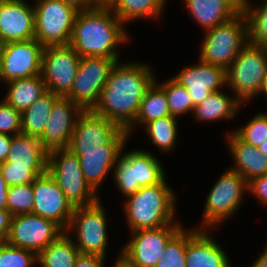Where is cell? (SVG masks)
<instances>
[{"label": "cell", "mask_w": 267, "mask_h": 267, "mask_svg": "<svg viewBox=\"0 0 267 267\" xmlns=\"http://www.w3.org/2000/svg\"><path fill=\"white\" fill-rule=\"evenodd\" d=\"M154 81L150 66L117 62L92 111L127 130L135 122L141 101Z\"/></svg>", "instance_id": "1"}, {"label": "cell", "mask_w": 267, "mask_h": 267, "mask_svg": "<svg viewBox=\"0 0 267 267\" xmlns=\"http://www.w3.org/2000/svg\"><path fill=\"white\" fill-rule=\"evenodd\" d=\"M125 24L111 8L78 11L69 45L84 56H104L119 62L117 46L128 41Z\"/></svg>", "instance_id": "2"}, {"label": "cell", "mask_w": 267, "mask_h": 267, "mask_svg": "<svg viewBox=\"0 0 267 267\" xmlns=\"http://www.w3.org/2000/svg\"><path fill=\"white\" fill-rule=\"evenodd\" d=\"M174 194L164 178L156 185L140 187L134 194L127 196L123 209L130 231L180 225L174 220Z\"/></svg>", "instance_id": "3"}, {"label": "cell", "mask_w": 267, "mask_h": 267, "mask_svg": "<svg viewBox=\"0 0 267 267\" xmlns=\"http://www.w3.org/2000/svg\"><path fill=\"white\" fill-rule=\"evenodd\" d=\"M128 137V131L118 124L84 110L76 121L68 149L76 156H83V152L123 151Z\"/></svg>", "instance_id": "4"}, {"label": "cell", "mask_w": 267, "mask_h": 267, "mask_svg": "<svg viewBox=\"0 0 267 267\" xmlns=\"http://www.w3.org/2000/svg\"><path fill=\"white\" fill-rule=\"evenodd\" d=\"M199 59L227 70L248 43L247 21L241 11L232 19L205 31Z\"/></svg>", "instance_id": "5"}, {"label": "cell", "mask_w": 267, "mask_h": 267, "mask_svg": "<svg viewBox=\"0 0 267 267\" xmlns=\"http://www.w3.org/2000/svg\"><path fill=\"white\" fill-rule=\"evenodd\" d=\"M46 171L73 208L90 206L100 200L83 177L80 159L68 148L48 152Z\"/></svg>", "instance_id": "6"}, {"label": "cell", "mask_w": 267, "mask_h": 267, "mask_svg": "<svg viewBox=\"0 0 267 267\" xmlns=\"http://www.w3.org/2000/svg\"><path fill=\"white\" fill-rule=\"evenodd\" d=\"M266 71L263 48L248 42L226 70L227 84L243 104L259 94Z\"/></svg>", "instance_id": "7"}, {"label": "cell", "mask_w": 267, "mask_h": 267, "mask_svg": "<svg viewBox=\"0 0 267 267\" xmlns=\"http://www.w3.org/2000/svg\"><path fill=\"white\" fill-rule=\"evenodd\" d=\"M78 11L64 0H37L35 39L43 47L69 45Z\"/></svg>", "instance_id": "8"}, {"label": "cell", "mask_w": 267, "mask_h": 267, "mask_svg": "<svg viewBox=\"0 0 267 267\" xmlns=\"http://www.w3.org/2000/svg\"><path fill=\"white\" fill-rule=\"evenodd\" d=\"M122 155L121 153L113 168L114 181L126 197L140 187L156 185L165 178L163 166L153 154L133 150Z\"/></svg>", "instance_id": "9"}, {"label": "cell", "mask_w": 267, "mask_h": 267, "mask_svg": "<svg viewBox=\"0 0 267 267\" xmlns=\"http://www.w3.org/2000/svg\"><path fill=\"white\" fill-rule=\"evenodd\" d=\"M106 221V213L98 200L93 205L74 208L65 232L77 233L74 244L80 253L105 257L108 241Z\"/></svg>", "instance_id": "10"}, {"label": "cell", "mask_w": 267, "mask_h": 267, "mask_svg": "<svg viewBox=\"0 0 267 267\" xmlns=\"http://www.w3.org/2000/svg\"><path fill=\"white\" fill-rule=\"evenodd\" d=\"M247 187L248 182L240 174L227 169L207 196L201 229L213 228L232 216L241 205Z\"/></svg>", "instance_id": "11"}, {"label": "cell", "mask_w": 267, "mask_h": 267, "mask_svg": "<svg viewBox=\"0 0 267 267\" xmlns=\"http://www.w3.org/2000/svg\"><path fill=\"white\" fill-rule=\"evenodd\" d=\"M116 63L115 59L104 56L81 57L73 86L66 97L83 110H92Z\"/></svg>", "instance_id": "12"}, {"label": "cell", "mask_w": 267, "mask_h": 267, "mask_svg": "<svg viewBox=\"0 0 267 267\" xmlns=\"http://www.w3.org/2000/svg\"><path fill=\"white\" fill-rule=\"evenodd\" d=\"M80 58L71 45L44 47L41 76L46 90L66 97L73 86Z\"/></svg>", "instance_id": "13"}, {"label": "cell", "mask_w": 267, "mask_h": 267, "mask_svg": "<svg viewBox=\"0 0 267 267\" xmlns=\"http://www.w3.org/2000/svg\"><path fill=\"white\" fill-rule=\"evenodd\" d=\"M65 231L54 221L30 214L12 216L6 242L37 255Z\"/></svg>", "instance_id": "14"}, {"label": "cell", "mask_w": 267, "mask_h": 267, "mask_svg": "<svg viewBox=\"0 0 267 267\" xmlns=\"http://www.w3.org/2000/svg\"><path fill=\"white\" fill-rule=\"evenodd\" d=\"M182 225L132 231V239L121 250L120 259L130 267H156L168 240Z\"/></svg>", "instance_id": "15"}, {"label": "cell", "mask_w": 267, "mask_h": 267, "mask_svg": "<svg viewBox=\"0 0 267 267\" xmlns=\"http://www.w3.org/2000/svg\"><path fill=\"white\" fill-rule=\"evenodd\" d=\"M44 47L35 38L4 44L0 64V82L41 75Z\"/></svg>", "instance_id": "16"}, {"label": "cell", "mask_w": 267, "mask_h": 267, "mask_svg": "<svg viewBox=\"0 0 267 267\" xmlns=\"http://www.w3.org/2000/svg\"><path fill=\"white\" fill-rule=\"evenodd\" d=\"M34 205L32 214L54 221L64 231L73 214V206L65 193L46 171L33 182Z\"/></svg>", "instance_id": "17"}, {"label": "cell", "mask_w": 267, "mask_h": 267, "mask_svg": "<svg viewBox=\"0 0 267 267\" xmlns=\"http://www.w3.org/2000/svg\"><path fill=\"white\" fill-rule=\"evenodd\" d=\"M83 111L78 104L67 97L60 96L55 101L48 123L39 137L48 152L69 147L76 121Z\"/></svg>", "instance_id": "18"}, {"label": "cell", "mask_w": 267, "mask_h": 267, "mask_svg": "<svg viewBox=\"0 0 267 267\" xmlns=\"http://www.w3.org/2000/svg\"><path fill=\"white\" fill-rule=\"evenodd\" d=\"M197 65L185 67L172 77L188 90L193 106L201 102L214 91L227 84L226 70L219 66L205 63L199 59Z\"/></svg>", "instance_id": "19"}, {"label": "cell", "mask_w": 267, "mask_h": 267, "mask_svg": "<svg viewBox=\"0 0 267 267\" xmlns=\"http://www.w3.org/2000/svg\"><path fill=\"white\" fill-rule=\"evenodd\" d=\"M35 38V12L24 0H0V39L4 43Z\"/></svg>", "instance_id": "20"}, {"label": "cell", "mask_w": 267, "mask_h": 267, "mask_svg": "<svg viewBox=\"0 0 267 267\" xmlns=\"http://www.w3.org/2000/svg\"><path fill=\"white\" fill-rule=\"evenodd\" d=\"M48 151L38 137L18 134L12 136L10 151L0 167L26 168L35 177L47 170Z\"/></svg>", "instance_id": "21"}, {"label": "cell", "mask_w": 267, "mask_h": 267, "mask_svg": "<svg viewBox=\"0 0 267 267\" xmlns=\"http://www.w3.org/2000/svg\"><path fill=\"white\" fill-rule=\"evenodd\" d=\"M206 230L199 229L187 241L186 267H232L224 249Z\"/></svg>", "instance_id": "22"}, {"label": "cell", "mask_w": 267, "mask_h": 267, "mask_svg": "<svg viewBox=\"0 0 267 267\" xmlns=\"http://www.w3.org/2000/svg\"><path fill=\"white\" fill-rule=\"evenodd\" d=\"M188 12L204 31L232 19L242 11V0H184Z\"/></svg>", "instance_id": "23"}, {"label": "cell", "mask_w": 267, "mask_h": 267, "mask_svg": "<svg viewBox=\"0 0 267 267\" xmlns=\"http://www.w3.org/2000/svg\"><path fill=\"white\" fill-rule=\"evenodd\" d=\"M226 138L235 160V167H231V170L240 174L247 182L267 174V157L258 148L242 141L233 131Z\"/></svg>", "instance_id": "24"}, {"label": "cell", "mask_w": 267, "mask_h": 267, "mask_svg": "<svg viewBox=\"0 0 267 267\" xmlns=\"http://www.w3.org/2000/svg\"><path fill=\"white\" fill-rule=\"evenodd\" d=\"M241 104L235 96L229 97L228 93L214 91L194 107L193 116L201 122L229 120L237 114Z\"/></svg>", "instance_id": "25"}, {"label": "cell", "mask_w": 267, "mask_h": 267, "mask_svg": "<svg viewBox=\"0 0 267 267\" xmlns=\"http://www.w3.org/2000/svg\"><path fill=\"white\" fill-rule=\"evenodd\" d=\"M123 151L83 152L80 159L83 177L88 185L97 193L103 180L113 170L115 162Z\"/></svg>", "instance_id": "26"}, {"label": "cell", "mask_w": 267, "mask_h": 267, "mask_svg": "<svg viewBox=\"0 0 267 267\" xmlns=\"http://www.w3.org/2000/svg\"><path fill=\"white\" fill-rule=\"evenodd\" d=\"M7 85L9 88L3 100L19 112H23L47 91L41 75L13 80Z\"/></svg>", "instance_id": "27"}, {"label": "cell", "mask_w": 267, "mask_h": 267, "mask_svg": "<svg viewBox=\"0 0 267 267\" xmlns=\"http://www.w3.org/2000/svg\"><path fill=\"white\" fill-rule=\"evenodd\" d=\"M59 97L46 91L32 105L21 112V134L39 138L48 123L52 107Z\"/></svg>", "instance_id": "28"}, {"label": "cell", "mask_w": 267, "mask_h": 267, "mask_svg": "<svg viewBox=\"0 0 267 267\" xmlns=\"http://www.w3.org/2000/svg\"><path fill=\"white\" fill-rule=\"evenodd\" d=\"M69 234L62 233L37 255V263L42 267H75L80 253Z\"/></svg>", "instance_id": "29"}, {"label": "cell", "mask_w": 267, "mask_h": 267, "mask_svg": "<svg viewBox=\"0 0 267 267\" xmlns=\"http://www.w3.org/2000/svg\"><path fill=\"white\" fill-rule=\"evenodd\" d=\"M167 116H171V114L165 90L155 80L141 101L135 122L127 129L129 137L135 125H146L150 121Z\"/></svg>", "instance_id": "30"}, {"label": "cell", "mask_w": 267, "mask_h": 267, "mask_svg": "<svg viewBox=\"0 0 267 267\" xmlns=\"http://www.w3.org/2000/svg\"><path fill=\"white\" fill-rule=\"evenodd\" d=\"M166 0H118L111 8L124 24L134 19H159Z\"/></svg>", "instance_id": "31"}, {"label": "cell", "mask_w": 267, "mask_h": 267, "mask_svg": "<svg viewBox=\"0 0 267 267\" xmlns=\"http://www.w3.org/2000/svg\"><path fill=\"white\" fill-rule=\"evenodd\" d=\"M199 230H184L183 226L168 240L156 267H186L187 241Z\"/></svg>", "instance_id": "32"}, {"label": "cell", "mask_w": 267, "mask_h": 267, "mask_svg": "<svg viewBox=\"0 0 267 267\" xmlns=\"http://www.w3.org/2000/svg\"><path fill=\"white\" fill-rule=\"evenodd\" d=\"M242 12L247 21L248 42L262 46L267 42V0L256 8L249 0H242Z\"/></svg>", "instance_id": "33"}, {"label": "cell", "mask_w": 267, "mask_h": 267, "mask_svg": "<svg viewBox=\"0 0 267 267\" xmlns=\"http://www.w3.org/2000/svg\"><path fill=\"white\" fill-rule=\"evenodd\" d=\"M177 117L167 116L148 122L145 127L152 143L161 151L172 150L177 139Z\"/></svg>", "instance_id": "34"}, {"label": "cell", "mask_w": 267, "mask_h": 267, "mask_svg": "<svg viewBox=\"0 0 267 267\" xmlns=\"http://www.w3.org/2000/svg\"><path fill=\"white\" fill-rule=\"evenodd\" d=\"M159 85L165 90L169 112L172 116L179 117L188 112L193 113V102L184 86L180 85L172 77Z\"/></svg>", "instance_id": "35"}, {"label": "cell", "mask_w": 267, "mask_h": 267, "mask_svg": "<svg viewBox=\"0 0 267 267\" xmlns=\"http://www.w3.org/2000/svg\"><path fill=\"white\" fill-rule=\"evenodd\" d=\"M33 205V183L8 187L7 210L12 216L32 213Z\"/></svg>", "instance_id": "36"}, {"label": "cell", "mask_w": 267, "mask_h": 267, "mask_svg": "<svg viewBox=\"0 0 267 267\" xmlns=\"http://www.w3.org/2000/svg\"><path fill=\"white\" fill-rule=\"evenodd\" d=\"M246 123L234 133L245 143L258 148L267 139V113L260 112Z\"/></svg>", "instance_id": "37"}, {"label": "cell", "mask_w": 267, "mask_h": 267, "mask_svg": "<svg viewBox=\"0 0 267 267\" xmlns=\"http://www.w3.org/2000/svg\"><path fill=\"white\" fill-rule=\"evenodd\" d=\"M37 262L33 251L0 242V267H31Z\"/></svg>", "instance_id": "38"}, {"label": "cell", "mask_w": 267, "mask_h": 267, "mask_svg": "<svg viewBox=\"0 0 267 267\" xmlns=\"http://www.w3.org/2000/svg\"><path fill=\"white\" fill-rule=\"evenodd\" d=\"M0 133L11 136L21 134V112L4 100L0 102Z\"/></svg>", "instance_id": "39"}, {"label": "cell", "mask_w": 267, "mask_h": 267, "mask_svg": "<svg viewBox=\"0 0 267 267\" xmlns=\"http://www.w3.org/2000/svg\"><path fill=\"white\" fill-rule=\"evenodd\" d=\"M3 178L9 187L33 183L35 176L26 168L0 167Z\"/></svg>", "instance_id": "40"}, {"label": "cell", "mask_w": 267, "mask_h": 267, "mask_svg": "<svg viewBox=\"0 0 267 267\" xmlns=\"http://www.w3.org/2000/svg\"><path fill=\"white\" fill-rule=\"evenodd\" d=\"M248 190L256 196L264 205H267V174L255 177L248 181Z\"/></svg>", "instance_id": "41"}, {"label": "cell", "mask_w": 267, "mask_h": 267, "mask_svg": "<svg viewBox=\"0 0 267 267\" xmlns=\"http://www.w3.org/2000/svg\"><path fill=\"white\" fill-rule=\"evenodd\" d=\"M105 257L95 254L79 253L75 262V267H105Z\"/></svg>", "instance_id": "42"}, {"label": "cell", "mask_w": 267, "mask_h": 267, "mask_svg": "<svg viewBox=\"0 0 267 267\" xmlns=\"http://www.w3.org/2000/svg\"><path fill=\"white\" fill-rule=\"evenodd\" d=\"M12 215L7 209H0V242L7 239Z\"/></svg>", "instance_id": "43"}, {"label": "cell", "mask_w": 267, "mask_h": 267, "mask_svg": "<svg viewBox=\"0 0 267 267\" xmlns=\"http://www.w3.org/2000/svg\"><path fill=\"white\" fill-rule=\"evenodd\" d=\"M77 10H93L99 8V0H64Z\"/></svg>", "instance_id": "44"}, {"label": "cell", "mask_w": 267, "mask_h": 267, "mask_svg": "<svg viewBox=\"0 0 267 267\" xmlns=\"http://www.w3.org/2000/svg\"><path fill=\"white\" fill-rule=\"evenodd\" d=\"M12 136L0 133V163L6 161L10 151Z\"/></svg>", "instance_id": "45"}, {"label": "cell", "mask_w": 267, "mask_h": 267, "mask_svg": "<svg viewBox=\"0 0 267 267\" xmlns=\"http://www.w3.org/2000/svg\"><path fill=\"white\" fill-rule=\"evenodd\" d=\"M8 185L0 170V209H7Z\"/></svg>", "instance_id": "46"}, {"label": "cell", "mask_w": 267, "mask_h": 267, "mask_svg": "<svg viewBox=\"0 0 267 267\" xmlns=\"http://www.w3.org/2000/svg\"><path fill=\"white\" fill-rule=\"evenodd\" d=\"M252 267H267V246L260 257L253 263Z\"/></svg>", "instance_id": "47"}, {"label": "cell", "mask_w": 267, "mask_h": 267, "mask_svg": "<svg viewBox=\"0 0 267 267\" xmlns=\"http://www.w3.org/2000/svg\"><path fill=\"white\" fill-rule=\"evenodd\" d=\"M118 0H99V8H112Z\"/></svg>", "instance_id": "48"}, {"label": "cell", "mask_w": 267, "mask_h": 267, "mask_svg": "<svg viewBox=\"0 0 267 267\" xmlns=\"http://www.w3.org/2000/svg\"><path fill=\"white\" fill-rule=\"evenodd\" d=\"M260 93L265 94V96L267 97V71L265 73V76L263 77V83H262L259 94Z\"/></svg>", "instance_id": "49"}, {"label": "cell", "mask_w": 267, "mask_h": 267, "mask_svg": "<svg viewBox=\"0 0 267 267\" xmlns=\"http://www.w3.org/2000/svg\"><path fill=\"white\" fill-rule=\"evenodd\" d=\"M258 149L267 157V139L258 147Z\"/></svg>", "instance_id": "50"}, {"label": "cell", "mask_w": 267, "mask_h": 267, "mask_svg": "<svg viewBox=\"0 0 267 267\" xmlns=\"http://www.w3.org/2000/svg\"><path fill=\"white\" fill-rule=\"evenodd\" d=\"M114 267H130V266L127 265L125 262H123L120 259V257H118V259H116V263H115Z\"/></svg>", "instance_id": "51"}, {"label": "cell", "mask_w": 267, "mask_h": 267, "mask_svg": "<svg viewBox=\"0 0 267 267\" xmlns=\"http://www.w3.org/2000/svg\"><path fill=\"white\" fill-rule=\"evenodd\" d=\"M4 42L0 39V64H1V59H2V53L4 49Z\"/></svg>", "instance_id": "52"}, {"label": "cell", "mask_w": 267, "mask_h": 267, "mask_svg": "<svg viewBox=\"0 0 267 267\" xmlns=\"http://www.w3.org/2000/svg\"><path fill=\"white\" fill-rule=\"evenodd\" d=\"M261 47L263 48V50H264V52H265V55H266V57H267V42L264 43Z\"/></svg>", "instance_id": "53"}]
</instances>
